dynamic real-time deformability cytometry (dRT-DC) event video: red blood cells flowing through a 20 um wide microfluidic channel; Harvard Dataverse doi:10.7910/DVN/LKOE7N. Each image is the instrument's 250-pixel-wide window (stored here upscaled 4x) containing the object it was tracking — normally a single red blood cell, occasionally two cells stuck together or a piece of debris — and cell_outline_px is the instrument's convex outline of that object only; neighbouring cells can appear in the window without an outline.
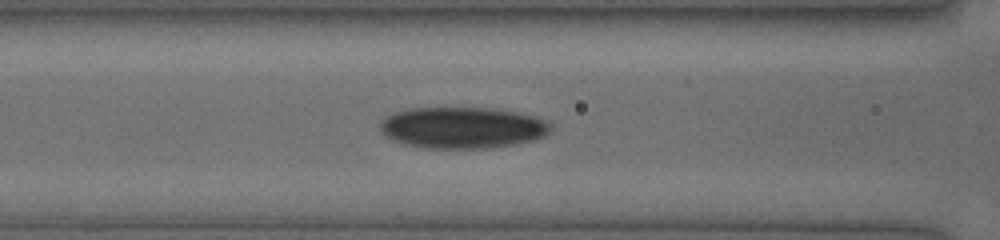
{"species": "human", "species_latin": "Homo sapiens", "temperature_condition": "cold", "stored_images_in_passage": 35, "camera_frame_rate_fps": 3000, "um_per_image_px": 0.085, "donor": {"sex": "female"}, "frame": {"image": 1, "passage_image": 9, "time_ms": 2.667, "image_size_px": [1000, 240], "cell_outline_px": [[552, 128], [544, 136], [532, 140], [512, 144], [488, 148], [424, 148], [404, 144], [384, 136], [380, 128], [380, 124], [388, 116], [396, 112], [408, 108], [496, 108], [520, 112], [548, 120], [552, 124]], "centroid_in_image_um": [39.34, 10.84], "position_along_channel_um": 127.3, "area_um2": 41.21}}
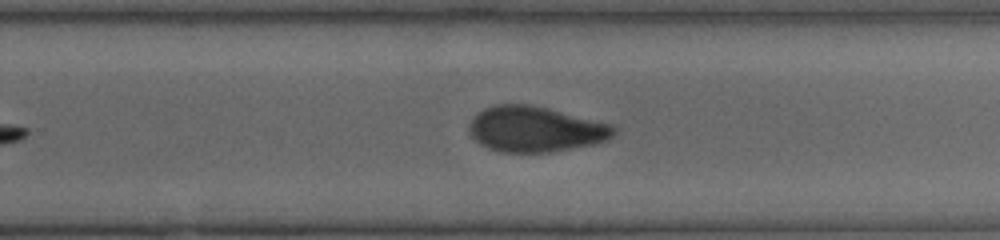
{"frame": {"image": 2, "passage_image": 20, "time_ms": 6.333, "image_size_px": [1000, 240], "cell_outline_px": [[616, 132], [608, 140], [596, 144], [552, 152], [500, 152], [488, 148], [480, 144], [468, 132], [468, 124], [484, 108], [496, 104], [528, 104], [548, 108], [612, 124], [616, 128]], "centroid_in_image_um": [45.52, 10.99], "position_along_channel_um": 284.3, "area_um2": 38.49}}
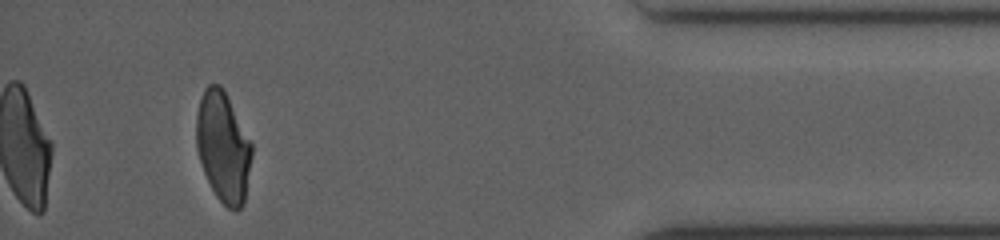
{"frame": {"image": 3, "passage_image": 32, "time_ms": 10.333, "image_size_px": [1000, 240], "cell_outline_px": [[252, 156], [244, 204], [236, 212], [228, 208], [216, 196], [204, 172], [200, 160], [196, 144], [196, 112], [200, 96], [204, 88], [208, 84], [220, 84], [224, 88], [252, 144]], "centroid_in_image_um": [18.96, 12.46], "position_along_channel_um": 416.2, "area_um2": 35.84}}